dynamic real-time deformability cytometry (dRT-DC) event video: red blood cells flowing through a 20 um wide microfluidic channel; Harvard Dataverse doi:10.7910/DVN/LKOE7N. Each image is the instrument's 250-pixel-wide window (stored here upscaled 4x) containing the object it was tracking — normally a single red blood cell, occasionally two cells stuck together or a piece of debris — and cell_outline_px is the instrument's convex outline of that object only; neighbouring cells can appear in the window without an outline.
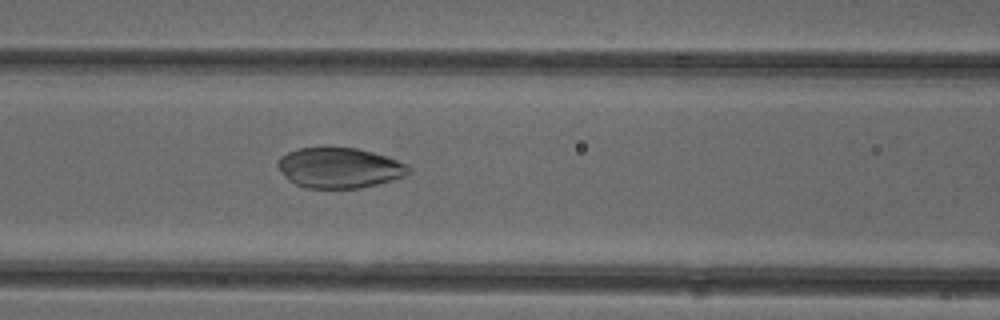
{"species": "common noctule bat (a hibernating species)", "species_latin": "Nyctalus noctula", "temperature_condition": "cold", "stored_images_in_passage": 50, "camera_frame_rate_fps": 3000, "um_per_image_px": 0.085, "animal": {"sex": "female"}, "frame": {"image": 1, "passage_image": 22, "time_ms": 7.0, "image_size_px": [1000, 320], "cell_outline_px": [[412, 168], [404, 176], [392, 180], [360, 188], [308, 188], [296, 184], [288, 180], [284, 176], [276, 164], [280, 156], [288, 152], [300, 148], [356, 148], [372, 152], [408, 164]], "centroid_in_image_um": [28.83, 14.27], "position_along_channel_um": 137.8, "area_um2": 30.52}}
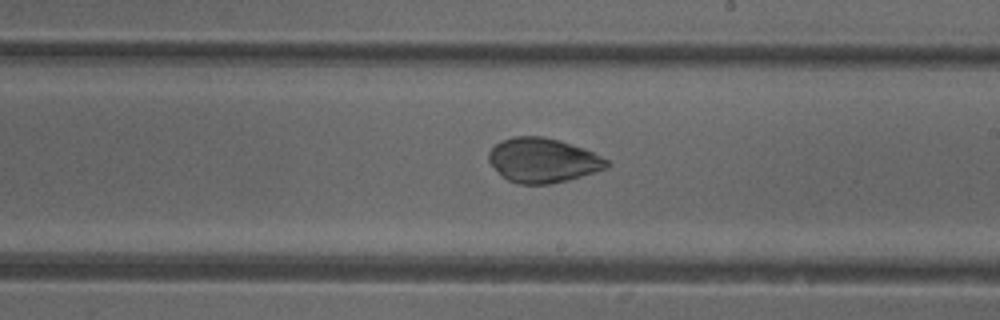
{"frame": {"image": 2, "passage_image": 30, "time_ms": 9.667, "image_size_px": [1000, 320], "cell_outline_px": [[612, 164], [608, 168], [568, 180], [552, 184], [520, 184], [508, 180], [488, 160], [488, 152], [500, 140], [512, 136], [540, 136], [560, 140], [584, 148], [608, 160]], "centroid_in_image_um": [46.17, 13.62], "position_along_channel_um": 242.8, "area_um2": 30.58}}
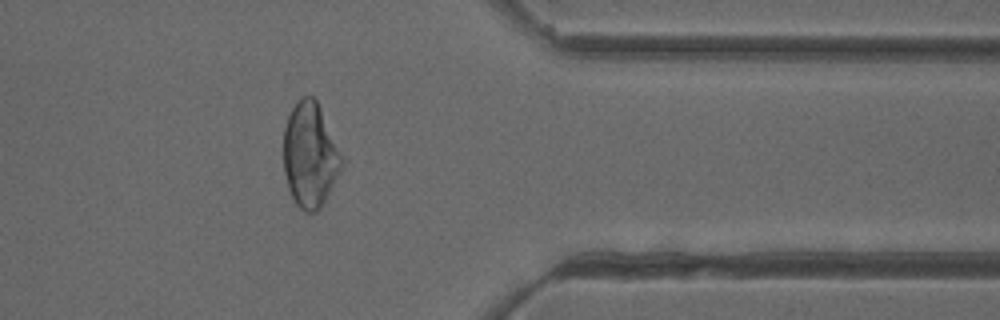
{"frame": {"image": 3, "passage_image": 42, "time_ms": 13.667, "image_size_px": [1000, 320], "cell_outline_px": [[344, 164], [324, 204], [316, 212], [304, 212], [296, 204], [288, 188], [284, 172], [284, 128], [288, 116], [296, 100], [300, 96], [312, 96], [316, 100], [320, 108], [344, 160]], "centroid_in_image_um": [26.35, 13.2], "position_along_channel_um": 385.0, "area_um2": 35.55}}